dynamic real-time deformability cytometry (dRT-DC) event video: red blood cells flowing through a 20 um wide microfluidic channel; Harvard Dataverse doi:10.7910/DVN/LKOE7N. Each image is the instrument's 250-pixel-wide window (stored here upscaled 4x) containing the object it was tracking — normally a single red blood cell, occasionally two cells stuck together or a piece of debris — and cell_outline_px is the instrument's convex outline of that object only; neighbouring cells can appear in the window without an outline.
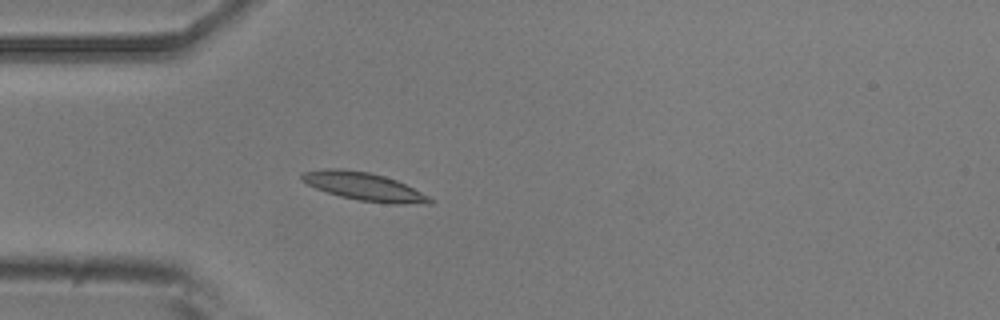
{"species": "common noctule bat (a hibernating species)", "species_latin": "Nyctalus noctula", "temperature_condition": "room temperature", "stored_images_in_passage": 4, "camera_frame_rate_fps": 3000, "um_per_image_px": 0.085, "animal": {"sex": "male", "body_mass_g": 20.5, "forearm_length_mm": 52.5}, "frame": {"image": 1, "passage_image": 4, "time_ms": 3.667, "image_size_px": [1000, 320], "cell_outline_px": [[436, 200], [432, 204], [392, 204], [360, 200], [340, 196], [316, 188], [308, 184], [300, 176], [304, 172], [324, 168], [340, 168], [368, 172], [384, 176], [396, 180]], "centroid_in_image_um": [30.98, 15.86], "position_along_channel_um": 54.0, "area_um2": 20.69}}